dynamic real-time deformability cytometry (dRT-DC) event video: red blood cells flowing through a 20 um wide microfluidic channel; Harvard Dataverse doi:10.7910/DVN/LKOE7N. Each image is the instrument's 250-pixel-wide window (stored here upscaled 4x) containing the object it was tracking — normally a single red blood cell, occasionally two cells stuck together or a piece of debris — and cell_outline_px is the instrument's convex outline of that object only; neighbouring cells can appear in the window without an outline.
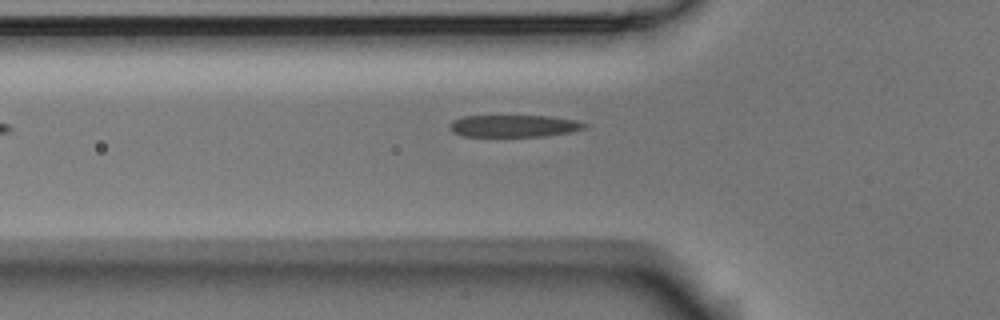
{"species": "Egyptian fruit bat (a non-hibernating species)", "species_latin": "Rousettus aegyptiacus", "temperature_condition": "room temperature", "stored_images_in_passage": 6, "camera_frame_rate_fps": 3000, "um_per_image_px": 0.085, "animal": {"sex": "male"}, "frame": {"image": 1, "passage_image": 6, "time_ms": 1.667, "image_size_px": [1000, 320], "cell_outline_px": [[588, 128], [572, 132], [544, 136], [460, 136], [452, 132], [452, 124], [456, 120], [464, 116], [552, 116], [576, 120], [588, 124]], "centroid_in_image_um": [43.79, 10.71], "position_along_channel_um": 82.0, "area_um2": 17.28}}